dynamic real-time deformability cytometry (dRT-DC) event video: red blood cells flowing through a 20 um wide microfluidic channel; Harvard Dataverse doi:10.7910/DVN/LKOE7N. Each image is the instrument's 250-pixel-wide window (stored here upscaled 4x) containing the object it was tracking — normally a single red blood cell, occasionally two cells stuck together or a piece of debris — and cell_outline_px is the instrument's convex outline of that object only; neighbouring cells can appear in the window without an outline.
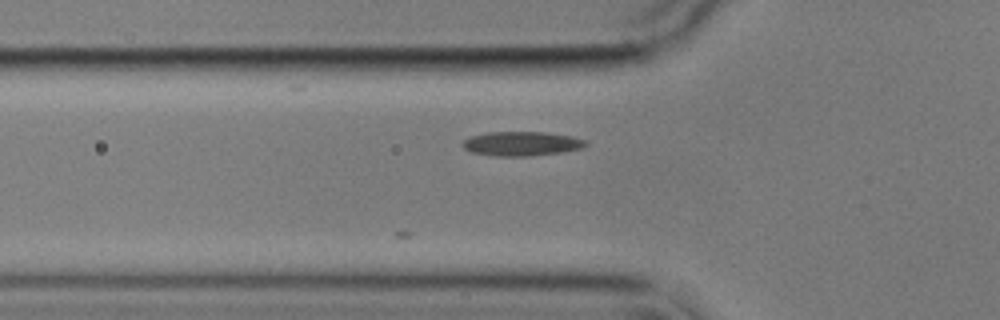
{"species": "common noctule bat (a hibernating species)", "species_latin": "Nyctalus noctula", "temperature_condition": "cold", "stored_images_in_passage": 2, "camera_frame_rate_fps": 3000, "um_per_image_px": 0.085, "animal": {"sex": "male", "body_mass_g": 17.9}, "frame": {"image": 1, "passage_image": 2, "time_ms": 1.0, "image_size_px": [1000, 320], "cell_outline_px": [[588, 144], [584, 148], [560, 152], [528, 156], [496, 156], [472, 152], [464, 148], [460, 144], [464, 140], [472, 136], [488, 132], [544, 132], [572, 136], [584, 140]], "centroid_in_image_um": [44.33, 12.21], "position_along_channel_um": 81.5, "area_um2": 17.34}}